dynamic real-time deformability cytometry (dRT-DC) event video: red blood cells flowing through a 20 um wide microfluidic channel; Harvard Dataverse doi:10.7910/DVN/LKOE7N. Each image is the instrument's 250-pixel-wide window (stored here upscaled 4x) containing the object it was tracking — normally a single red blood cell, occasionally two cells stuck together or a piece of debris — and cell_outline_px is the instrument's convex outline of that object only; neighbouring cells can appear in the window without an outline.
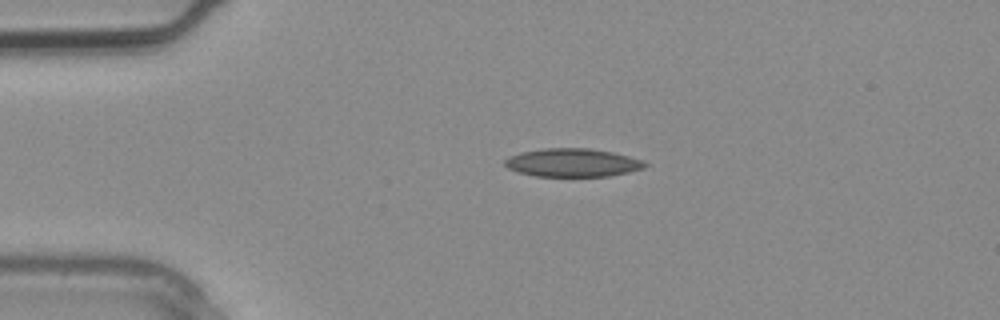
{"species": "common noctule bat (a hibernating species)", "species_latin": "Nyctalus noctula", "temperature_condition": "warm", "stored_images_in_passage": 1, "camera_frame_rate_fps": 3000, "um_per_image_px": 0.085, "animal": {"sex": "male", "body_mass_g": 20.4}, "frame": {"image": 1, "passage_image": 1, "time_ms": 0.0, "image_size_px": [1000, 320], "cell_outline_px": [[648, 164], [644, 168], [628, 172], [608, 176], [536, 176], [520, 172], [508, 168], [504, 164], [504, 160], [508, 156], [520, 152], [544, 148], [588, 148], [612, 152], [644, 160]], "centroid_in_image_um": [48.66, 13.82], "position_along_channel_um": 36.3, "area_um2": 23.06}}